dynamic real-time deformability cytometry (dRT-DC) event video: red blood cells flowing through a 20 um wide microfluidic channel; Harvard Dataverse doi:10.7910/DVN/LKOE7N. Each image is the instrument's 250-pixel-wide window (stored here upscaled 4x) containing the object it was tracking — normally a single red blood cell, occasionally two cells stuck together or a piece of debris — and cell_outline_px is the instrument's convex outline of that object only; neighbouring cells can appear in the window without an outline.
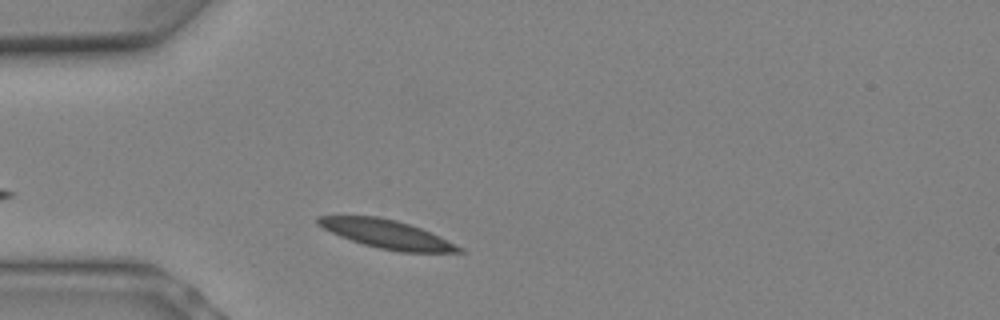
{"species": "Egyptian fruit bat (a non-hibernating species)", "species_latin": "Rousettus aegyptiacus", "temperature_condition": "warm", "stored_images_in_passage": 3, "camera_frame_rate_fps": 3000, "um_per_image_px": 0.085, "animal": {"sex": "female"}, "frame": {"image": 1, "passage_image": 1, "time_ms": 0.0, "image_size_px": [1000, 320], "cell_outline_px": [[464, 252], [400, 252], [380, 248], [364, 244], [340, 236], [316, 224], [316, 216], [376, 216], [396, 220], [420, 228], [464, 248]], "centroid_in_image_um": [32.86, 19.9], "position_along_channel_um": 52.1, "area_um2": 22.95}}